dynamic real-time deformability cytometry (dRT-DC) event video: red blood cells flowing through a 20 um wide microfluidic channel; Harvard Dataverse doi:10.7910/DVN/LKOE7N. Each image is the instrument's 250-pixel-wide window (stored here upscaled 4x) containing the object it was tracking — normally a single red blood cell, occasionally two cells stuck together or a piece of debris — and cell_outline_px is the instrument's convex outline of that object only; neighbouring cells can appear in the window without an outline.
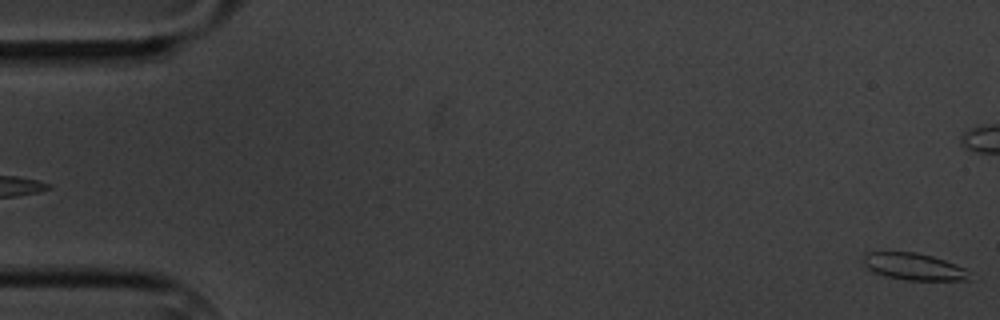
{"species": "common noctule bat (a hibernating species)", "species_latin": "Nyctalus noctula", "temperature_condition": "cold", "stored_images_in_passage": 4, "segment_of_instrument_passage": [2, 2], "camera_frame_rate_fps": 3000, "um_per_image_px": 0.085, "animal": {"sex": "male", "body_mass_g": 20.1, "forearm_length_mm": 53.5}, "frame": {"image": 1, "passage_image": 4, "time_ms": 3.667, "image_size_px": [1000, 320], "cell_outline_px": [[972, 280], [904, 280], [884, 276], [872, 272], [864, 264], [864, 256], [868, 252], [916, 252], [932, 256], [944, 260], [964, 268]], "centroid_in_image_um": [77.65, 22.67], "position_along_channel_um": 7.4, "area_um2": 16.53}}